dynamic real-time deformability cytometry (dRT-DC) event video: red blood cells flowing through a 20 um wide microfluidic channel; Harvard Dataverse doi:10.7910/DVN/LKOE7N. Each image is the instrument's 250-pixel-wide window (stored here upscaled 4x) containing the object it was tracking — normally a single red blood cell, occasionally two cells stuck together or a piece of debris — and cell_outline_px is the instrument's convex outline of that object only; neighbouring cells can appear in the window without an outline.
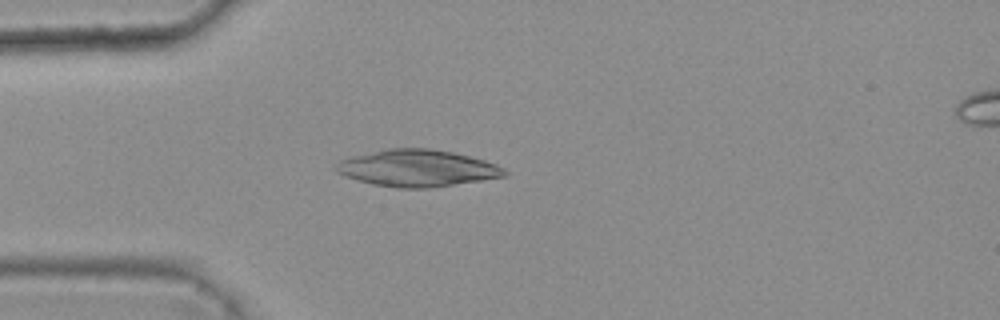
{"species": "common noctule bat (a hibernating species)", "species_latin": "Nyctalus noctula", "temperature_condition": "warm", "stored_images_in_passage": 3, "camera_frame_rate_fps": 3000, "um_per_image_px": 0.085, "animal": {"sex": "female", "body_mass_g": 25.1}, "frame": {"image": 1, "passage_image": 3, "time_ms": 0.667, "image_size_px": [1000, 320], "cell_outline_px": [[508, 176], [428, 188], [396, 188], [372, 184], [356, 180], [344, 176], [336, 172], [332, 168], [340, 160], [352, 156], [388, 148], [428, 148], [452, 152], [484, 160], [496, 164], [504, 168], [508, 172]], "centroid_in_image_um": [35.43, 14.3], "position_along_channel_um": 49.6, "area_um2": 36.24}}